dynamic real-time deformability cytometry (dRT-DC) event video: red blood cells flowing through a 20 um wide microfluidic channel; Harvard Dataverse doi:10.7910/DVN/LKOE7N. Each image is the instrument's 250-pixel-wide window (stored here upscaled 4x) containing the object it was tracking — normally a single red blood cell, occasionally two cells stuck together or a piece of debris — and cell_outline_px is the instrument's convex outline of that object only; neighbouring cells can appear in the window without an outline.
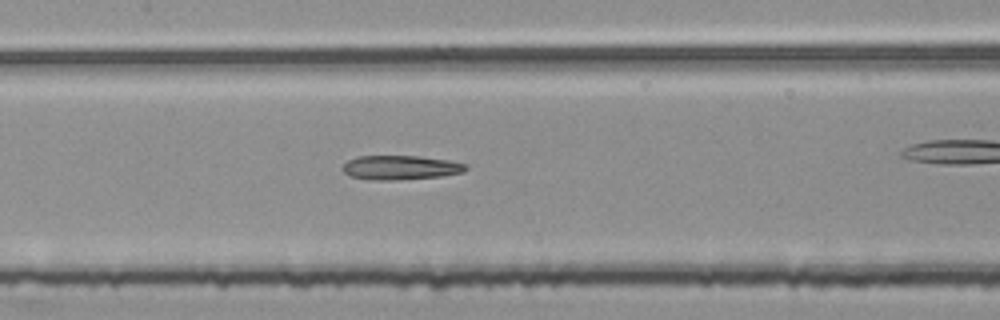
{"species": "common noctule bat (a hibernating species)", "species_latin": "Nyctalus noctula", "temperature_condition": "room temperature", "stored_images_in_passage": 43, "segment_of_instrument_passage": [2, 2], "camera_frame_rate_fps": 3000, "um_per_image_px": 0.085, "animal": {"sex": "female", "body_mass_g": 25.1}, "frame": {"image": 1, "passage_image": 26, "time_ms": 8.333, "image_size_px": [1000, 320], "cell_outline_px": [[468, 168], [464, 172], [440, 176], [396, 180], [372, 180], [352, 176], [344, 172], [340, 168], [348, 160], [356, 156], [420, 156], [452, 160], [468, 164]], "centroid_in_image_um": [34.08, 14.23], "position_along_channel_um": 173.3, "area_um2": 17.57}}
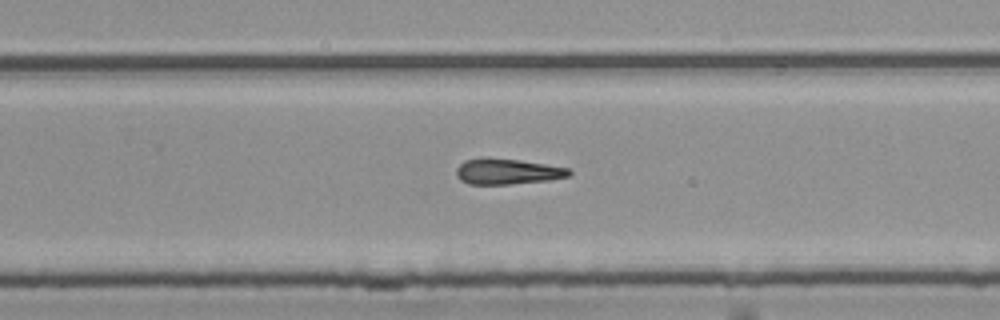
{"frame": {"image": 2, "passage_image": 35, "time_ms": 11.333, "image_size_px": [1000, 320], "cell_outline_px": [[572, 172], [568, 176], [552, 180], [508, 184], [468, 184], [460, 180], [456, 176], [456, 168], [464, 160], [480, 156], [488, 156], [520, 160], [568, 168]], "centroid_in_image_um": [43.06, 14.56], "position_along_channel_um": 286.7, "area_um2": 17.22}}
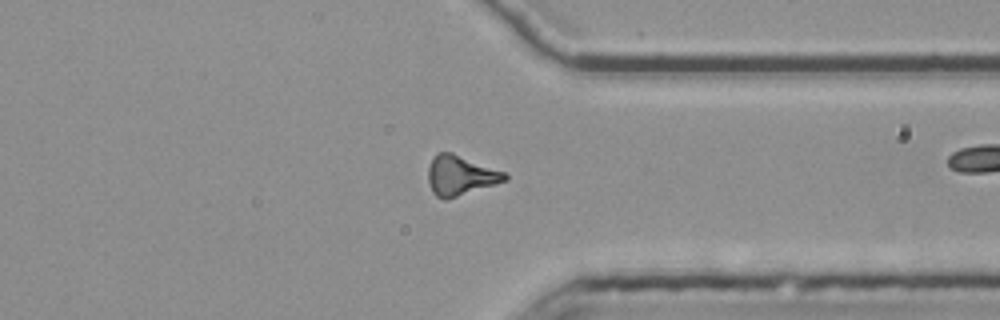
{"frame": {"image": 3, "passage_image": 42, "time_ms": 13.667, "image_size_px": [1000, 320], "cell_outline_px": [[508, 180], [496, 184], [444, 200], [436, 196], [432, 192], [428, 180], [428, 168], [432, 160], [440, 152], [452, 152], [504, 172], [508, 176]], "centroid_in_image_um": [39.13, 14.92], "position_along_channel_um": 372.3, "area_um2": 17.51}}